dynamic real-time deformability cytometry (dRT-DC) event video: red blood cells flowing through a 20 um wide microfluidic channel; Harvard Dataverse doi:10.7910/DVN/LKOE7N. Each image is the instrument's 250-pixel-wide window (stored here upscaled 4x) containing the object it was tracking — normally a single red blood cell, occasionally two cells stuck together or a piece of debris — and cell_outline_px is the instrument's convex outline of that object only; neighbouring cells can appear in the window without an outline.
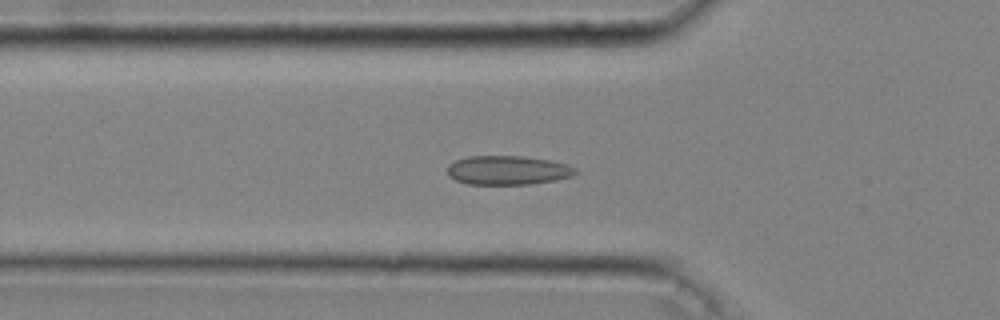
{"species": "common noctule bat (a hibernating species)", "species_latin": "Nyctalus noctula", "temperature_condition": "cold", "stored_images_in_passage": 46, "camera_frame_rate_fps": 3000, "um_per_image_px": 0.085, "animal": {"sex": "male", "body_mass_g": 20.4}, "frame": {"image": 1, "passage_image": 15, "time_ms": 4.667, "image_size_px": [1000, 320], "cell_outline_px": [[580, 172], [572, 176], [556, 180], [528, 184], [468, 184], [456, 180], [448, 176], [448, 164], [456, 160], [468, 156], [524, 156], [552, 160], [568, 164], [576, 168]], "centroid_in_image_um": [43.2, 14.46], "position_along_channel_um": 82.6, "area_um2": 21.91}}
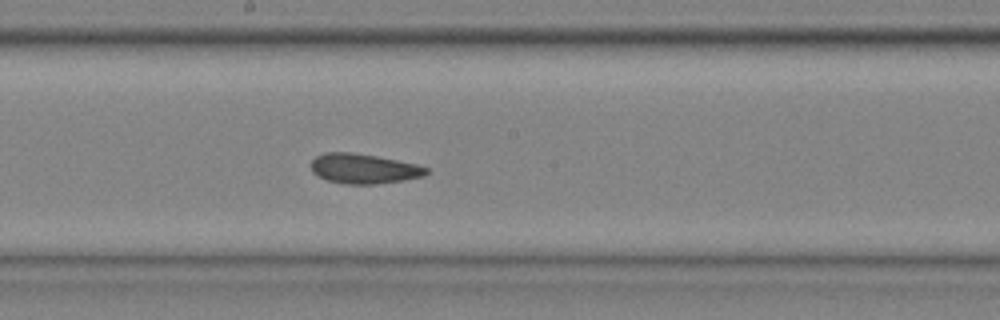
{"frame": {"image": 2, "passage_image": 25, "time_ms": 8.0, "image_size_px": [1000, 320], "cell_outline_px": [[428, 172], [424, 176], [404, 180], [372, 184], [344, 184], [328, 180], [312, 172], [312, 160], [316, 156], [324, 152], [352, 152], [376, 156], [416, 164], [428, 168]], "centroid_in_image_um": [30.92, 14.33], "position_along_channel_um": 217.3, "area_um2": 19.88}}
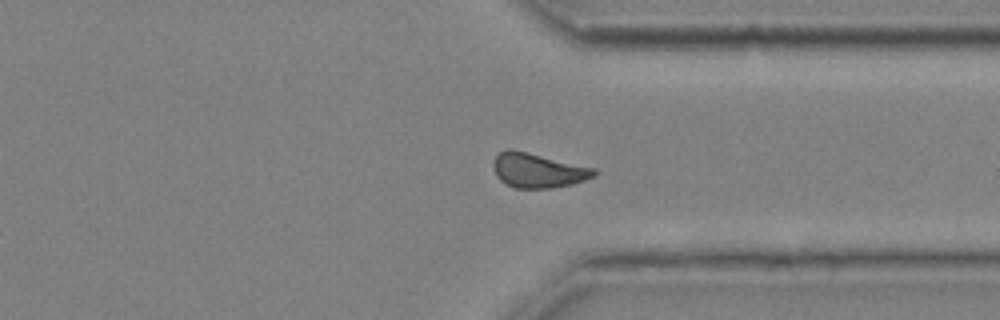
{"frame": {"image": 3, "passage_image": 36, "time_ms": 11.667, "image_size_px": [1000, 320], "cell_outline_px": [[596, 176], [572, 184], [552, 188], [516, 188], [504, 184], [496, 176], [492, 164], [496, 156], [500, 152], [508, 148], [512, 148], [596, 168]], "centroid_in_image_um": [45.71, 14.48], "position_along_channel_um": 365.7, "area_um2": 20.52}, "authors_computed_cell_mechanics": {"area_um2": 20.3167, "velocity_mm_per_s": 4.0386, "shape_relaxation_time_tau1_ms": null, "shape_relaxation_time_tau2_ms": 2.1268, "deformation_change_tau1": null, "deformation_change_tau2": 0.0507}}